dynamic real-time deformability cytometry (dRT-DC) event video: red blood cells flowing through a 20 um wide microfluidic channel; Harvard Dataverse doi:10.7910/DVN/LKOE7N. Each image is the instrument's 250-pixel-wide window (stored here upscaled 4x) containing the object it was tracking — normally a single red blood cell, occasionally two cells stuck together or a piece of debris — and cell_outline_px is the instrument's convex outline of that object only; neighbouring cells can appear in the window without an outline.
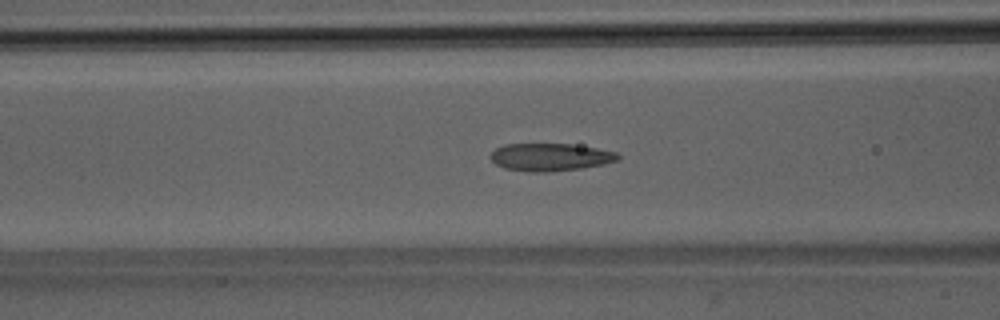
{"species": "Egyptian fruit bat (a non-hibernating species)", "species_latin": "Rousettus aegyptiacus", "temperature_condition": "room temperature", "stored_images_in_passage": 51, "camera_frame_rate_fps": 3000, "um_per_image_px": 0.085, "animal": {"sex": "male"}, "frame": {"image": 1, "passage_image": 21, "time_ms": 6.667, "image_size_px": [1000, 320], "cell_outline_px": [[620, 160], [604, 164], [584, 168], [544, 172], [528, 172], [504, 168], [496, 164], [488, 156], [496, 148], [504, 144], [572, 144], [596, 148], [616, 152], [620, 156]], "centroid_in_image_um": [46.77, 13.35], "position_along_channel_um": 119.8, "area_um2": 20.63}}
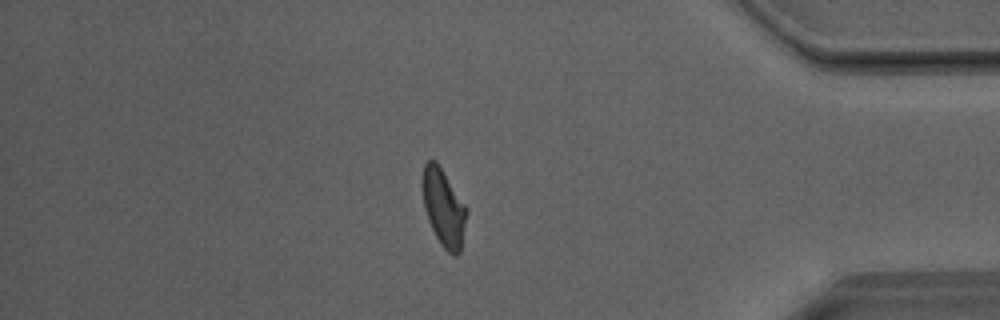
{"frame": {"image": 2, "passage_image": 44, "time_ms": 14.333, "image_size_px": [1000, 320], "cell_outline_px": [[468, 212], [460, 252], [456, 256], [452, 256], [440, 244], [428, 220], [424, 208], [420, 188], [420, 184], [424, 164], [428, 160], [436, 160], [468, 208]], "centroid_in_image_um": [37.69, 17.63], "position_along_channel_um": 397.5, "area_um2": 20.35}}
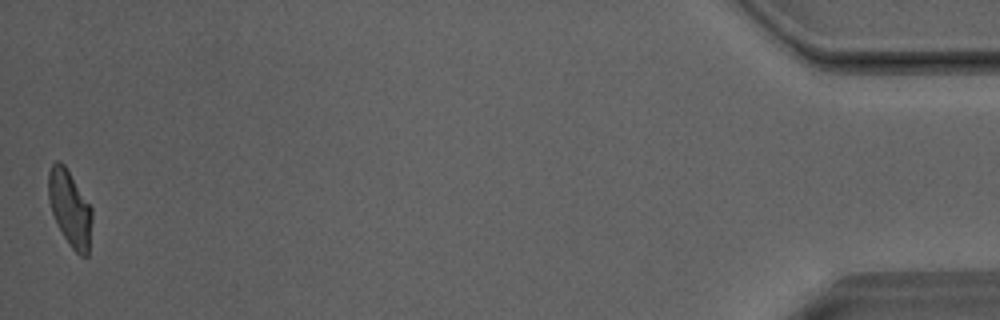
{"frame": {"image": 3, "passage_image": 51, "time_ms": 16.667, "image_size_px": [1000, 320], "cell_outline_px": [[92, 220], [88, 256], [80, 256], [68, 244], [52, 212], [48, 200], [48, 172], [52, 164], [56, 160], [60, 160], [64, 164], [92, 208]], "centroid_in_image_um": [5.94, 17.7], "position_along_channel_um": 429.3, "area_um2": 19.19}, "authors_computed_cell_mechanics": {"area_um2": 20.6346, "velocity_mm_per_s": 4.0427, "shape_relaxation_time_tau1_ms": 10.8427, "shape_relaxation_time_tau2_ms": 1.7512, "deformation_change_tau1": 0.2391, "deformation_change_tau2": 0.0875}}